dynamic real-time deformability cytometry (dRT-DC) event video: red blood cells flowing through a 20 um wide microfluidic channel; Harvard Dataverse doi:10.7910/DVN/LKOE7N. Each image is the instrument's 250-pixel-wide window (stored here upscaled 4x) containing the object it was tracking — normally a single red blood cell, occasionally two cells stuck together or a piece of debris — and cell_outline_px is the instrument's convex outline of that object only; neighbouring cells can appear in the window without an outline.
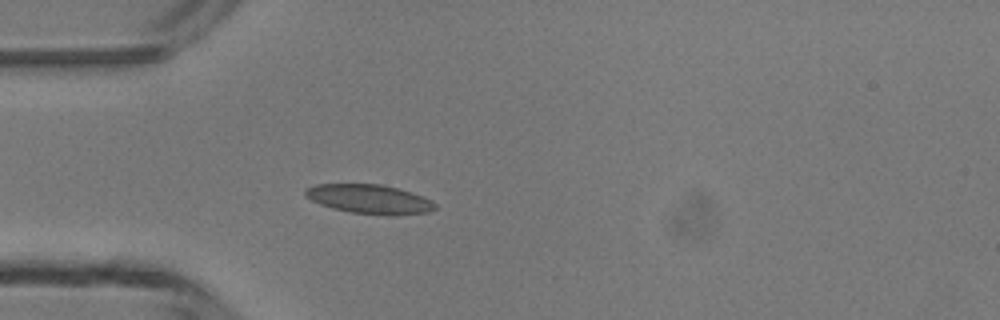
{"species": "common noctule bat (a hibernating species)", "species_latin": "Nyctalus noctula", "temperature_condition": "room temperature", "stored_images_in_passage": 3, "camera_frame_rate_fps": 3000, "um_per_image_px": 0.085, "animal": {"sex": "male", "body_mass_g": 13.3}, "frame": {"image": 1, "passage_image": 3, "time_ms": 3.333, "image_size_px": [1000, 320], "cell_outline_px": [[436, 208], [428, 212], [396, 216], [388, 216], [352, 212], [332, 208], [320, 204], [304, 196], [304, 188], [316, 184], [380, 184], [412, 192], [432, 200], [436, 204]], "centroid_in_image_um": [31.4, 16.93], "position_along_channel_um": 53.6, "area_um2": 22.25}}